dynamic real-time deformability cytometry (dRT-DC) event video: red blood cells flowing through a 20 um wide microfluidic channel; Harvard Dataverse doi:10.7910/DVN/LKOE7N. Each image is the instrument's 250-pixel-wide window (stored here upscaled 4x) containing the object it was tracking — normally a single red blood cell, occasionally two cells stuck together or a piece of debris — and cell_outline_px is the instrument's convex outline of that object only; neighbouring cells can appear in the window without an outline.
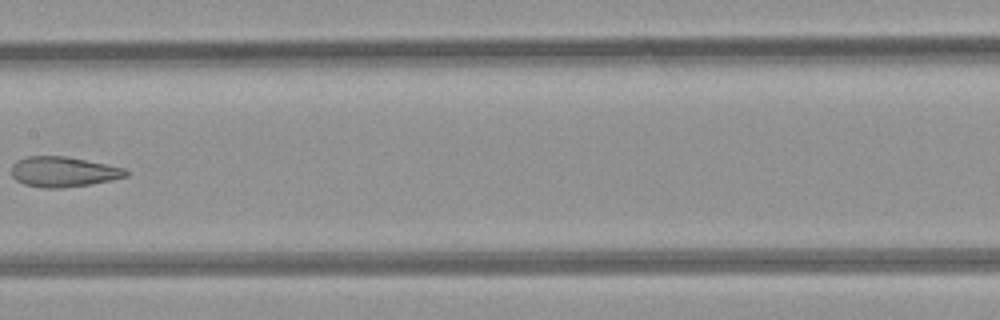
{"species": "common noctule bat (a hibernating species)", "species_latin": "Nyctalus noctula", "temperature_condition": "room temperature", "stored_images_in_passage": 7, "camera_frame_rate_fps": 3000, "um_per_image_px": 0.085, "animal": {"sex": "female", "body_mass_g": 21.9}, "frame": {"image": 1, "passage_image": 7, "time_ms": 6.667, "image_size_px": [1000, 320], "cell_outline_px": [[132, 172], [128, 176], [112, 180], [88, 184], [60, 188], [40, 188], [24, 184], [16, 180], [12, 176], [12, 164], [16, 160], [28, 156], [68, 156], [124, 168]], "centroid_in_image_um": [5.39, 14.6], "position_along_channel_um": 202.0, "area_um2": 20.29}}